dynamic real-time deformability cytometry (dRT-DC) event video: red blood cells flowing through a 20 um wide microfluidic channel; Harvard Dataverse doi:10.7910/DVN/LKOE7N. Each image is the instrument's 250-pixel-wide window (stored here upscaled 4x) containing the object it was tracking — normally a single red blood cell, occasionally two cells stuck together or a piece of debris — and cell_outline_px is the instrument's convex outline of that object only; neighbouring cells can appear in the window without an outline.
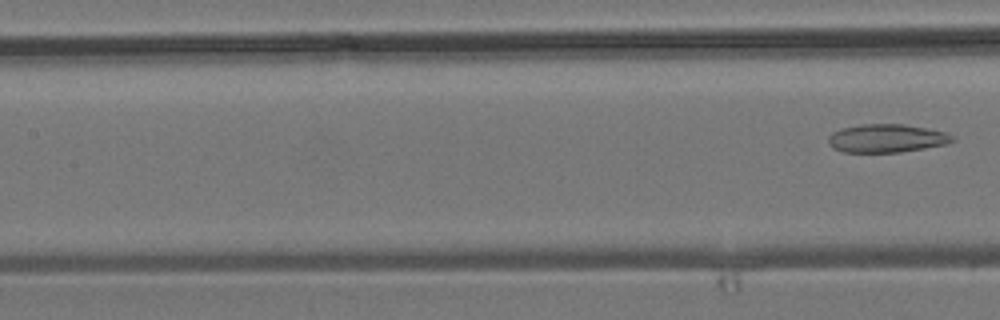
{"species": "common noctule bat (a hibernating species)", "species_latin": "Nyctalus noctula", "temperature_condition": "room temperature", "stored_images_in_passage": 8, "segment_of_instrument_passage": [2, 2], "camera_frame_rate_fps": 3000, "um_per_image_px": 0.085, "animal": {"sex": "male", "body_mass_g": 19.2, "forearm_length_mm": 51.8}, "frame": {"image": 1, "passage_image": 8, "time_ms": 8.333, "image_size_px": [1000, 320], "cell_outline_px": [[956, 140], [948, 144], [900, 152], [844, 152], [832, 148], [828, 144], [828, 136], [832, 132], [840, 128], [864, 124], [904, 124], [928, 128], [944, 132], [956, 136]], "centroid_in_image_um": [75.37, 11.75], "position_along_channel_um": 132.0, "area_um2": 20.69}}